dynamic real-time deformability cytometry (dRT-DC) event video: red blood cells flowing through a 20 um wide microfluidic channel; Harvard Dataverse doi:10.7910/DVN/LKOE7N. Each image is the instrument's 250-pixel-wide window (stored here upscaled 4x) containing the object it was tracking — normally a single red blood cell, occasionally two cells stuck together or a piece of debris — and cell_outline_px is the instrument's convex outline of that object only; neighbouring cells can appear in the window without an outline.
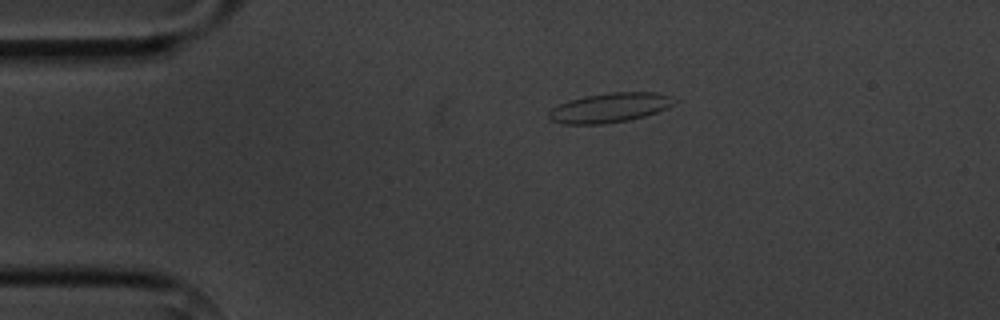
{"species": "common noctule bat (a hibernating species)", "species_latin": "Nyctalus noctula", "temperature_condition": "cold", "stored_images_in_passage": 8, "camera_frame_rate_fps": 3000, "um_per_image_px": 0.085, "animal": {"sex": "male", "body_mass_g": 20.1, "forearm_length_mm": 53.5}, "frame": {"image": 1, "passage_image": 1, "time_ms": 0.0, "image_size_px": [1000, 320], "cell_outline_px": [[680, 100], [668, 108], [644, 116], [628, 120], [604, 124], [564, 124], [552, 120], [548, 116], [548, 112], [552, 108], [568, 100], [584, 96], [608, 92], [656, 92], [672, 96]], "centroid_in_image_um": [51.87, 9.14], "position_along_channel_um": 33.1, "area_um2": 21.79}}
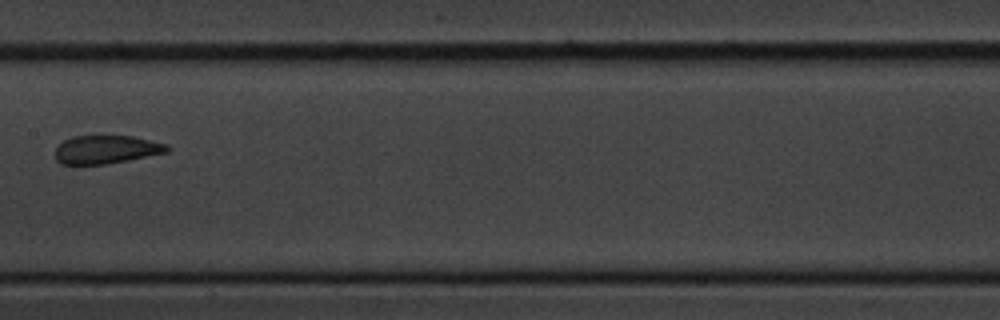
{"frame": {"image": 2, "passage_image": 6, "time_ms": 5.667, "image_size_px": [1000, 320], "cell_outline_px": [[172, 148], [168, 152], [128, 160], [104, 164], [60, 164], [56, 160], [56, 148], [64, 140], [72, 136], [132, 136], [168, 144]], "centroid_in_image_um": [9.06, 12.7], "position_along_channel_um": 198.3, "area_um2": 18.44}}
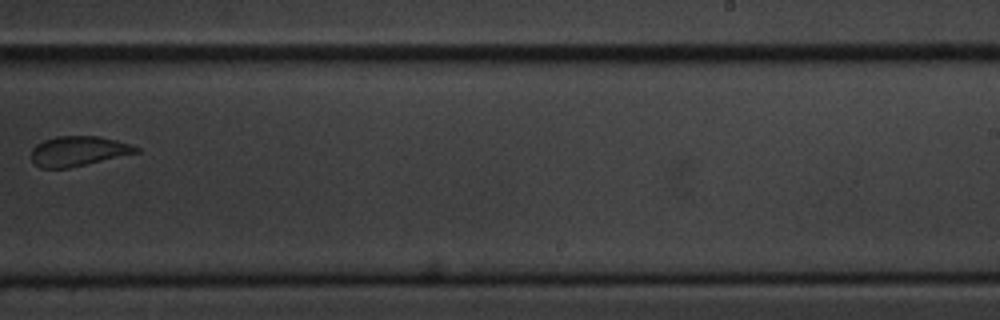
{"frame": {"image": 3, "passage_image": 8, "time_ms": 8.0, "image_size_px": [1000, 320], "cell_outline_px": [[140, 152], [68, 168], [40, 168], [32, 160], [32, 148], [36, 144], [44, 140], [56, 136], [96, 136], [116, 140], [140, 148]], "centroid_in_image_um": [6.64, 12.84], "position_along_channel_um": 282.4, "area_um2": 18.09}}